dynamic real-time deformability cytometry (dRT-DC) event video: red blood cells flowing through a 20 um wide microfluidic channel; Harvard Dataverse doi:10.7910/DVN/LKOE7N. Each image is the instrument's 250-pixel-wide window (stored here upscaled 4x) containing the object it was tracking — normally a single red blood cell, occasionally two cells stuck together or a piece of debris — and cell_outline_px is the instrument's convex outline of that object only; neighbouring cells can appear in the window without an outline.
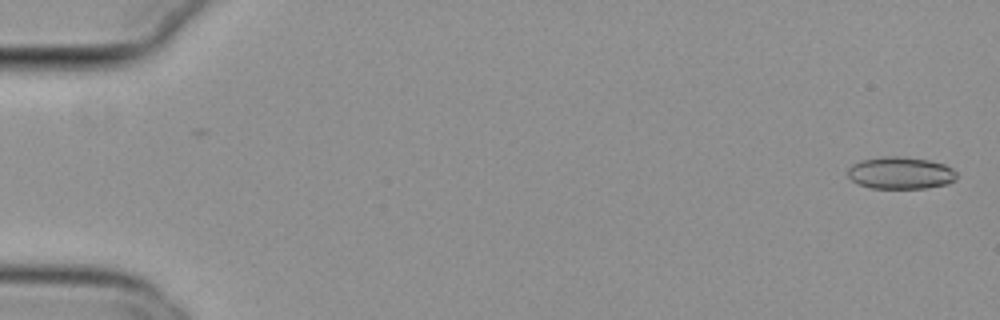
{"species": "common noctule bat (a hibernating species)", "species_latin": "Nyctalus noctula", "temperature_condition": "cold", "stored_images_in_passage": 56, "segment_of_instrument_passage": [1, 2], "camera_frame_rate_fps": 3000, "um_per_image_px": 0.085, "animal": {"sex": "female", "body_mass_g": 29.2, "forearm_length_mm": 56.3}, "frame": {"image": 1, "passage_image": 1, "time_ms": 0.0, "image_size_px": [1000, 320], "cell_outline_px": [[956, 180], [948, 184], [924, 188], [872, 188], [860, 184], [852, 180], [848, 176], [848, 168], [852, 164], [860, 160], [884, 156], [900, 156], [928, 160], [944, 164], [952, 168], [956, 172]], "centroid_in_image_um": [76.55, 14.69], "position_along_channel_um": 8.4, "area_um2": 20.4}}
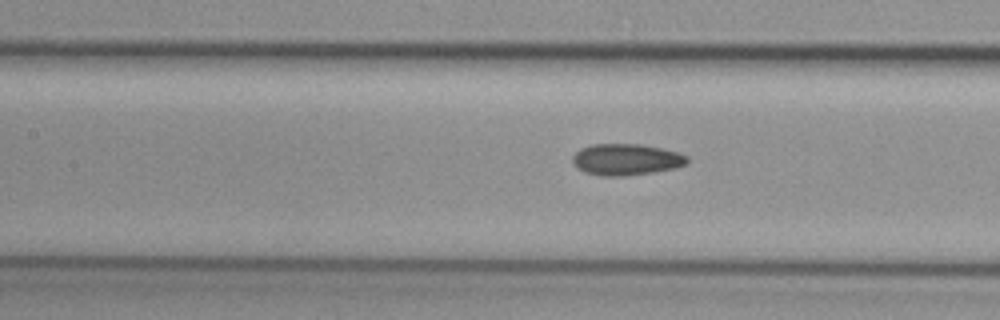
{"frame": {"image": 2, "passage_image": 25, "time_ms": 8.0, "image_size_px": [1000, 320], "cell_outline_px": [[688, 164], [676, 168], [652, 172], [624, 176], [604, 176], [584, 172], [576, 168], [572, 164], [572, 156], [580, 148], [592, 144], [640, 144], [660, 148], [676, 152], [688, 156]], "centroid_in_image_um": [53.19, 13.56], "position_along_channel_um": 154.2, "area_um2": 21.1}}
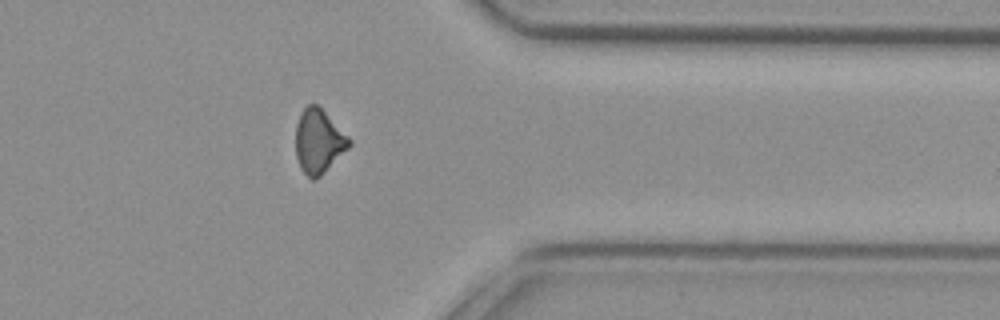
{"frame": {"image": 3, "passage_image": 44, "time_ms": 14.333, "image_size_px": [1000, 320], "cell_outline_px": [[352, 144], [316, 180], [312, 180], [300, 168], [296, 156], [296, 124], [300, 112], [308, 104], [316, 104], [352, 140]], "centroid_in_image_um": [27.06, 12.02], "position_along_channel_um": 384.3, "area_um2": 19.71}}